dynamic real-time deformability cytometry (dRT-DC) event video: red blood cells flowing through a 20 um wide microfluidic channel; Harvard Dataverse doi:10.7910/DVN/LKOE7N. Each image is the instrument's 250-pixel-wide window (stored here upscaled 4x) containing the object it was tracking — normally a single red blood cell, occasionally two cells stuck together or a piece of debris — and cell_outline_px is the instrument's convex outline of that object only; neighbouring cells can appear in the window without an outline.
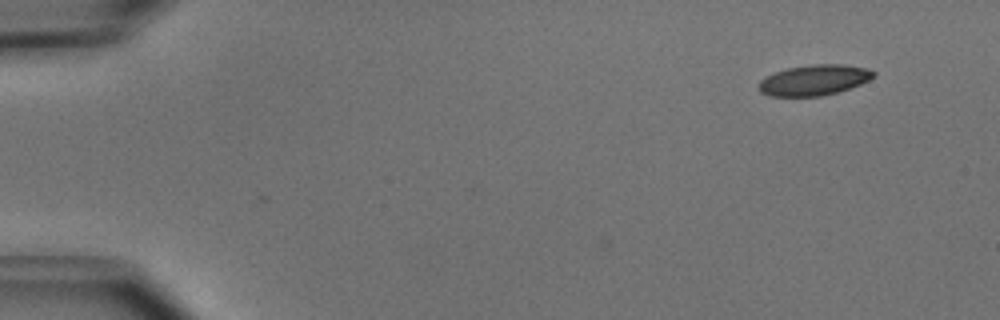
{"species": "common noctule bat (a hibernating species)", "species_latin": "Nyctalus noctula", "temperature_condition": "cold", "stored_images_in_passage": 3, "camera_frame_rate_fps": 3000, "um_per_image_px": 0.085, "animal": {"sex": "male", "body_mass_g": 15.6}, "frame": {"image": 1, "passage_image": 3, "time_ms": 0.667, "image_size_px": [1000, 320], "cell_outline_px": [[876, 72], [868, 80], [860, 84], [836, 92], [820, 96], [772, 96], [760, 92], [760, 80], [776, 72], [788, 68], [812, 64], [844, 64], [868, 68]], "centroid_in_image_um": [69.22, 6.79], "position_along_channel_um": 15.8, "area_um2": 20.11}}